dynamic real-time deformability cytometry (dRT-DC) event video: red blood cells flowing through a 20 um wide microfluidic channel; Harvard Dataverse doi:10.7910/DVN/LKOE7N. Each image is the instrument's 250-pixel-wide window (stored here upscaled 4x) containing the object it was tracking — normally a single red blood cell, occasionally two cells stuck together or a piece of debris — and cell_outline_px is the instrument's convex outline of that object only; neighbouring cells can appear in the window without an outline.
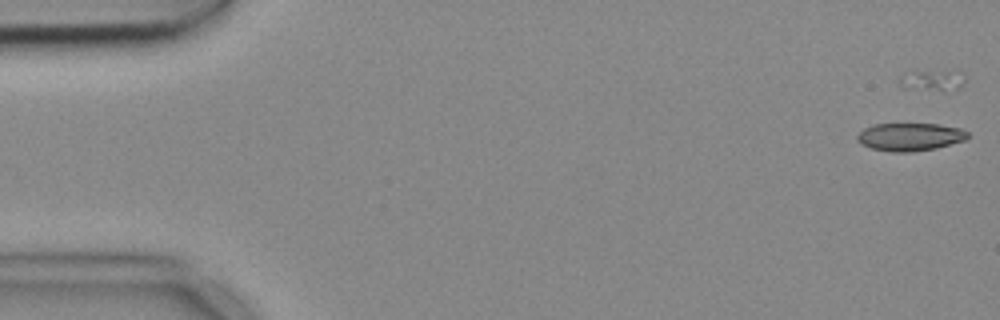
{"species": "common noctule bat (a hibernating species)", "species_latin": "Nyctalus noctula", "temperature_condition": "cold", "stored_images_in_passage": 11, "camera_frame_rate_fps": 3000, "um_per_image_px": 0.085, "animal": {"sex": "female", "body_mass_g": 18.4}, "frame": {"image": 1, "passage_image": 1, "time_ms": 0.0, "image_size_px": [1000, 320], "cell_outline_px": [[968, 136], [964, 140], [936, 148], [912, 152], [892, 152], [872, 148], [856, 140], [856, 136], [864, 128], [872, 124], [940, 124], [960, 128], [968, 132]], "centroid_in_image_um": [77.34, 11.62], "position_along_channel_um": 7.7, "area_um2": 17.86}}